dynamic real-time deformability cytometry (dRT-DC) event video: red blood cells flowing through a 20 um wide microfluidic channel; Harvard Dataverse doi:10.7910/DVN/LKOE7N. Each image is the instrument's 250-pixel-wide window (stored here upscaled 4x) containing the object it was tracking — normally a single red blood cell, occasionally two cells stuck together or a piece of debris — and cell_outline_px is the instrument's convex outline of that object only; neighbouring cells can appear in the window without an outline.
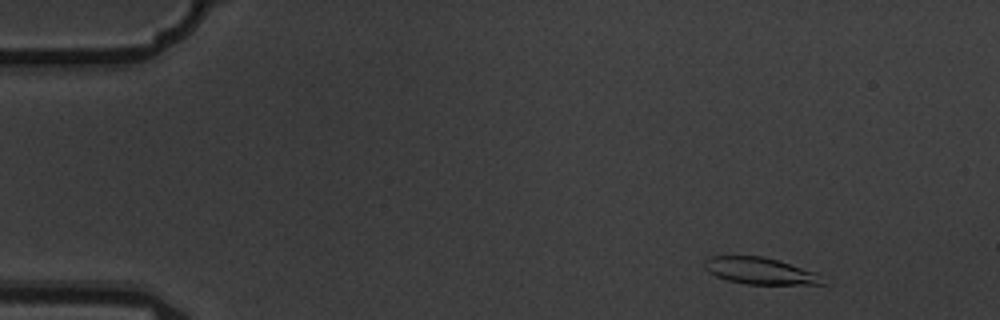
{"species": "common noctule bat (a hibernating species)", "species_latin": "Nyctalus noctula", "temperature_condition": "warm", "stored_images_in_passage": 6, "camera_frame_rate_fps": 3000, "um_per_image_px": 0.085, "animal": {"sex": "male", "body_mass_g": 19.5, "forearm_length_mm": 54.6}, "frame": {"image": 1, "passage_image": 2, "time_ms": 0.333, "image_size_px": [1000, 320], "cell_outline_px": [[828, 284], [744, 284], [728, 280], [716, 276], [708, 272], [704, 268], [704, 260], [712, 256], [760, 256], [776, 260], [816, 272], [824, 276]], "centroid_in_image_um": [64.63, 23.04], "position_along_channel_um": 20.4, "area_um2": 18.38}}
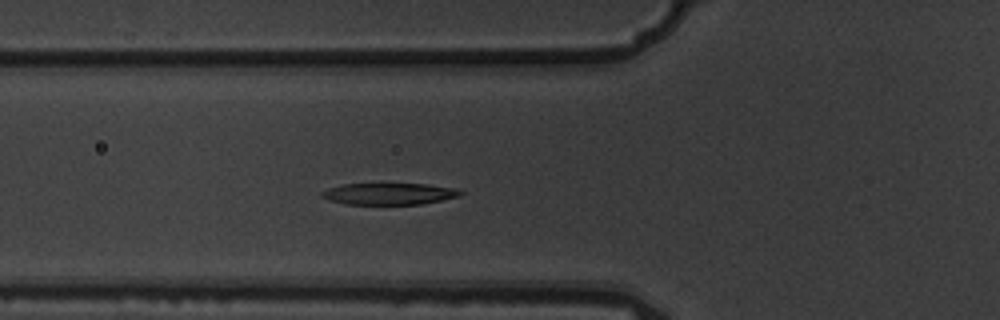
{"frame": {"image": 2, "passage_image": 6, "time_ms": 1.667, "image_size_px": [1000, 320], "cell_outline_px": [[464, 192], [460, 196], [420, 204], [344, 204], [320, 196], [320, 192], [328, 188], [344, 184], [428, 184], [456, 188]], "centroid_in_image_um": [33.09, 16.47], "position_along_channel_um": 92.7, "area_um2": 17.34}}